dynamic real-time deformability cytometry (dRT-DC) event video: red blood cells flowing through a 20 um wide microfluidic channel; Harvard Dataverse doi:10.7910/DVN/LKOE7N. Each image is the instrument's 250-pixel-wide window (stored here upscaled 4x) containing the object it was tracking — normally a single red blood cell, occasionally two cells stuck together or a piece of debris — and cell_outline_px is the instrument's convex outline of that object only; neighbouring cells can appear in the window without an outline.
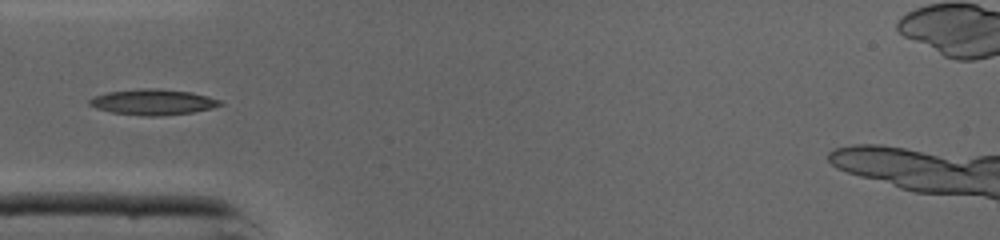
{"species": "common noctule bat (a hibernating species)", "species_latin": "Nyctalus noctula", "temperature_condition": "cold", "stored_images_in_passage": 42, "camera_frame_rate_fps": 3000, "um_per_image_px": 0.085, "animal": {"sex": "male", "body_mass_g": 19.0, "forearm_length_mm": 50.8}, "frame": {"image": 1, "passage_image": 10, "time_ms": 3.0, "image_size_px": [1000, 240], "cell_outline_px": [[224, 104], [212, 108], [192, 112], [160, 116], [144, 116], [112, 112], [96, 108], [88, 104], [88, 100], [92, 96], [108, 92], [140, 88], [156, 88], [192, 92], [208, 96], [220, 100]], "centroid_in_image_um": [12.99, 8.67], "position_along_channel_um": 72.0, "area_um2": 19.65}}
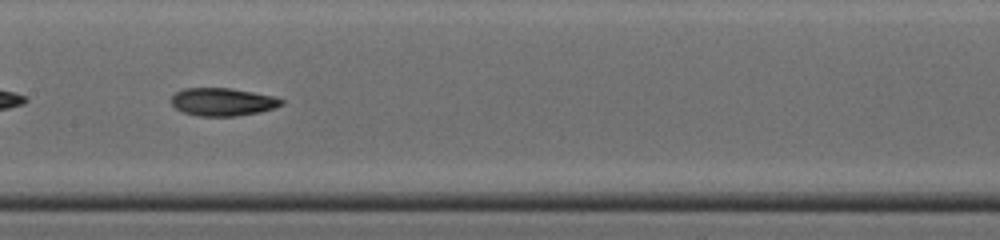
{"frame": {"image": 2, "passage_image": 18, "time_ms": 5.667, "image_size_px": [1000, 240], "cell_outline_px": [[284, 104], [260, 112], [236, 116], [196, 116], [184, 112], [176, 108], [172, 104], [172, 96], [176, 92], [184, 88], [232, 88], [272, 96], [284, 100]], "centroid_in_image_um": [18.92, 8.66], "position_along_channel_um": 188.5, "area_um2": 17.8}}
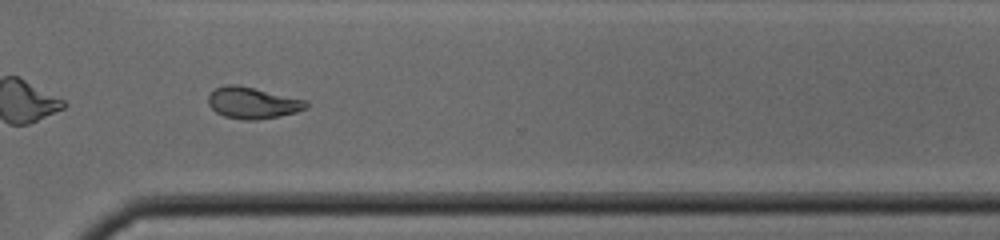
{"frame": {"image": 3, "passage_image": 29, "time_ms": 9.333, "image_size_px": [1000, 240], "cell_outline_px": [[308, 108], [296, 112], [280, 116], [256, 120], [244, 120], [224, 116], [216, 112], [208, 104], [208, 96], [216, 88], [228, 84], [236, 84], [308, 100]], "centroid_in_image_um": [21.5, 8.75], "position_along_channel_um": 349.1, "area_um2": 17.98}}